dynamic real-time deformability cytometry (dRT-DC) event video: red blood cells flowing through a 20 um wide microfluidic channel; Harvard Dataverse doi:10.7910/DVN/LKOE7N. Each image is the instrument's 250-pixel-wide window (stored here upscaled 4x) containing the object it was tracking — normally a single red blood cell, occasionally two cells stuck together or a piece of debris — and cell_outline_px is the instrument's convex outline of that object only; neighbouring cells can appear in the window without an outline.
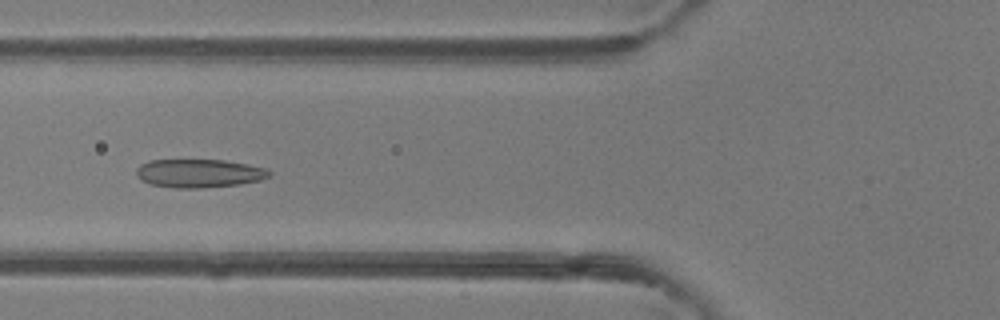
{"species": "common noctule bat (a hibernating species)", "species_latin": "Nyctalus noctula", "temperature_condition": "room temperature", "stored_images_in_passage": 47, "camera_frame_rate_fps": 3000, "um_per_image_px": 0.085, "animal": {"sex": "female"}, "frame": {"image": 1, "passage_image": 18, "time_ms": 5.667, "image_size_px": [1000, 320], "cell_outline_px": [[272, 176], [260, 180], [240, 184], [200, 188], [176, 188], [152, 184], [140, 180], [136, 176], [136, 168], [140, 164], [148, 160], [224, 160], [248, 164], [268, 168], [272, 172]], "centroid_in_image_um": [16.94, 14.72], "position_along_channel_um": 108.9, "area_um2": 22.25}}
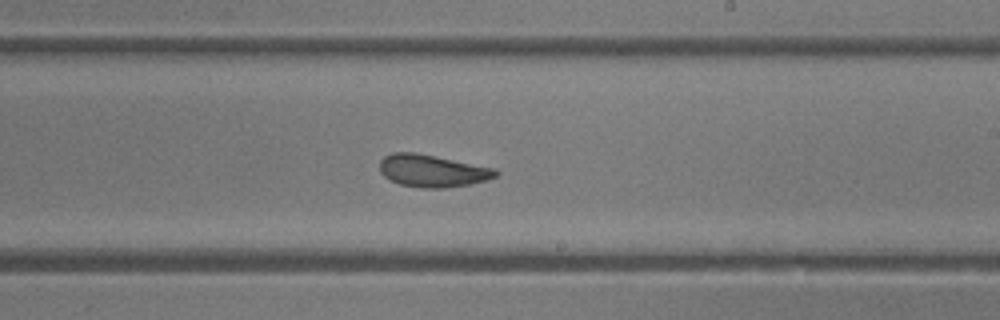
{"frame": {"image": 2, "passage_image": 28, "time_ms": 9.0, "image_size_px": [1000, 320], "cell_outline_px": [[500, 172], [496, 176], [488, 180], [468, 184], [444, 188], [424, 188], [400, 184], [384, 176], [380, 172], [380, 160], [384, 156], [392, 152], [416, 152], [496, 168]], "centroid_in_image_um": [36.76, 14.51], "position_along_channel_um": 252.2, "area_um2": 21.91}}
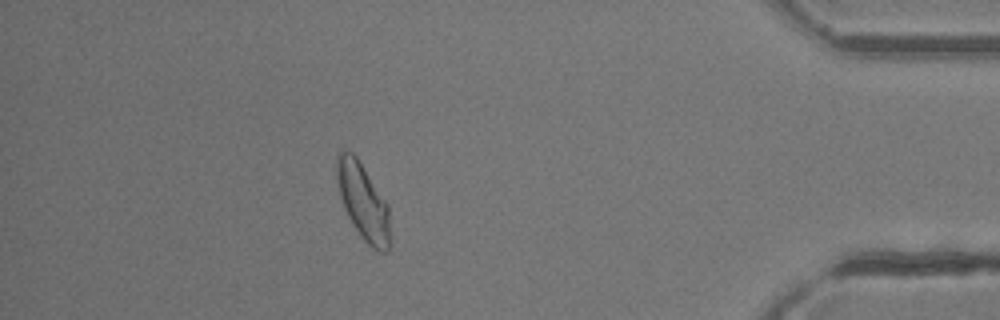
{"frame": {"image": 3, "passage_image": 42, "time_ms": 13.667, "image_size_px": [1000, 320], "cell_outline_px": [[388, 252], [380, 252], [372, 248], [364, 240], [352, 224], [344, 208], [340, 196], [336, 176], [336, 156], [344, 148], [352, 152], [356, 156], [388, 204]], "centroid_in_image_um": [30.82, 17.09], "position_along_channel_um": 404.4, "area_um2": 23.41}, "authors_computed_cell_mechanics": {"area_um2": 23.1778, "velocity_mm_per_s": 4.2962, "shape_relaxation_time_tau1_ms": 4.3073, "shape_relaxation_time_tau2_ms": 1.4658, "deformation_change_tau1": 0.126, "deformation_change_tau2": 0.0754}}